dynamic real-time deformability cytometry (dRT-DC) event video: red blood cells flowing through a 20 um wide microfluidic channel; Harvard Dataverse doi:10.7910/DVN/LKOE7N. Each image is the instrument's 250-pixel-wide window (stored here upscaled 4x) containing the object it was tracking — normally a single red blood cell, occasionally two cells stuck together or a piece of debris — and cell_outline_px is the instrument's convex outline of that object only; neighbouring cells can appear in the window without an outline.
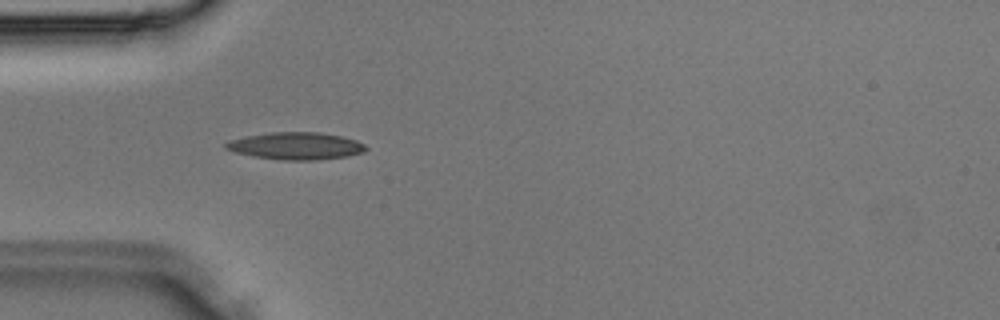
{"species": "Egyptian fruit bat (a non-hibernating species)", "species_latin": "Rousettus aegyptiacus", "temperature_condition": "room temperature", "stored_images_in_passage": 36, "camera_frame_rate_fps": 3000, "um_per_image_px": 0.085, "animal": {"sex": "male"}, "frame": {"image": 1, "passage_image": 11, "time_ms": 3.333, "image_size_px": [1000, 320], "cell_outline_px": [[368, 148], [364, 152], [348, 156], [316, 160], [284, 160], [252, 156], [236, 152], [224, 148], [224, 144], [228, 140], [248, 136], [272, 132], [320, 132], [340, 136], [356, 140], [364, 144]], "centroid_in_image_um": [25.16, 12.4], "position_along_channel_um": 59.8, "area_um2": 22.2}}
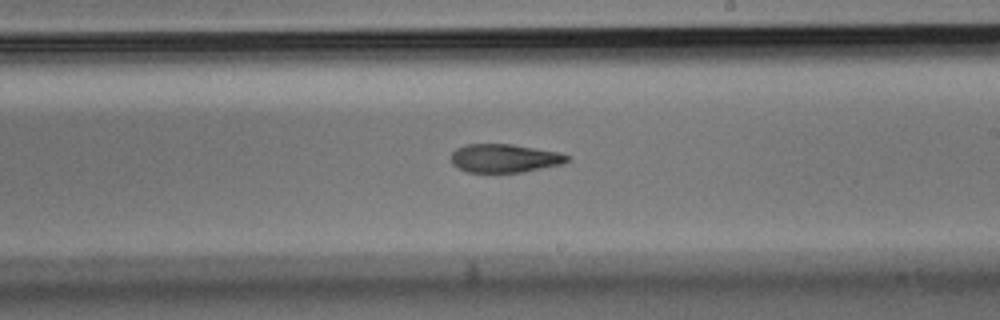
{"frame": {"image": 2, "passage_image": 21, "time_ms": 6.667, "image_size_px": [1000, 320], "cell_outline_px": [[572, 160], [564, 164], [524, 172], [464, 172], [452, 164], [452, 152], [456, 148], [464, 144], [512, 144], [560, 152], [572, 156]], "centroid_in_image_um": [42.94, 13.45], "position_along_channel_um": 246.1, "area_um2": 19.65}}
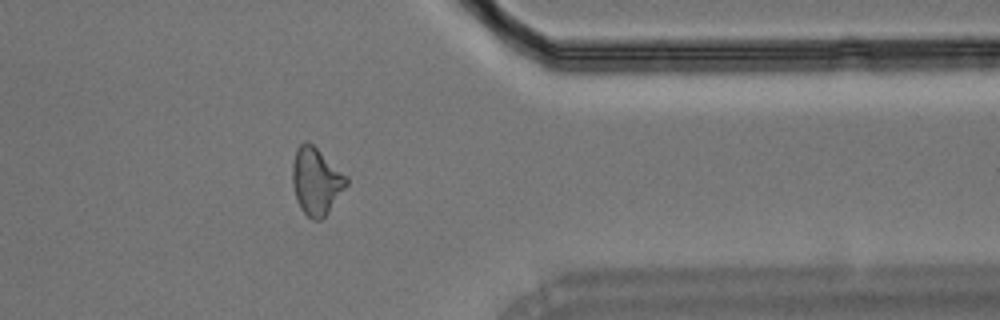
{"frame": {"image": 3, "passage_image": 29, "time_ms": 9.333, "image_size_px": [1000, 320], "cell_outline_px": [[348, 184], [328, 212], [320, 220], [312, 220], [300, 208], [296, 200], [292, 184], [292, 164], [296, 148], [304, 140], [308, 140], [348, 176]], "centroid_in_image_um": [26.86, 15.37], "position_along_channel_um": 384.5, "area_um2": 21.27}}